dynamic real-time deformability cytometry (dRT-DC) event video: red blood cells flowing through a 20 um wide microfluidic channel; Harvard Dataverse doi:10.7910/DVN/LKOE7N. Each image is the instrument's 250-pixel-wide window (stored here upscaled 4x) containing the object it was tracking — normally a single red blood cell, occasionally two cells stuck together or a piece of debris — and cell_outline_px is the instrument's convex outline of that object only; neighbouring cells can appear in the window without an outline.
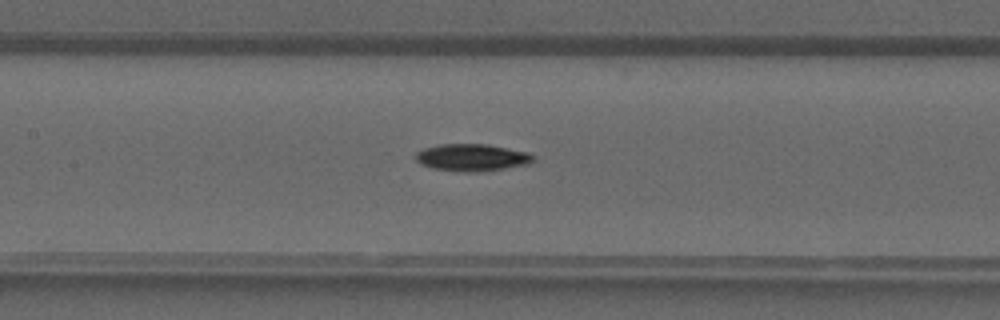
{"species": "common noctule bat (a hibernating species)", "species_latin": "Nyctalus noctula", "temperature_condition": "warm", "stored_images_in_passage": 29, "camera_frame_rate_fps": 3000, "um_per_image_px": 0.085, "animal": {"sex": "male", "forearm_length_mm": 52.5}, "frame": {"image": 1, "passage_image": 8, "time_ms": 2.333, "image_size_px": [1000, 320], "cell_outline_px": [[536, 160], [528, 164], [504, 168], [468, 172], [432, 168], [420, 164], [416, 160], [416, 152], [424, 148], [440, 144], [488, 144], [528, 152], [536, 156]], "centroid_in_image_um": [40.13, 13.37], "position_along_channel_um": 167.3, "area_um2": 18.5}}
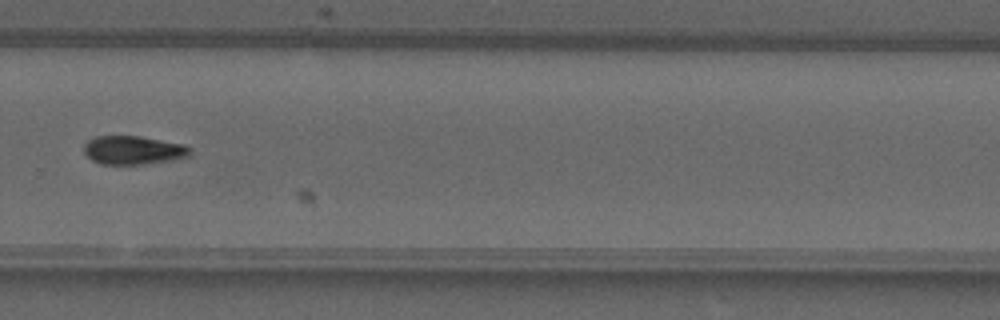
{"frame": {"image": 2, "passage_image": 17, "time_ms": 5.333, "image_size_px": [1000, 320], "cell_outline_px": [[192, 152], [188, 156], [172, 160], [144, 164], [100, 164], [92, 160], [84, 152], [84, 144], [88, 140], [96, 136], [140, 136], [184, 144], [192, 148]], "centroid_in_image_um": [11.34, 12.76], "position_along_channel_um": 318.5, "area_um2": 17.74}}
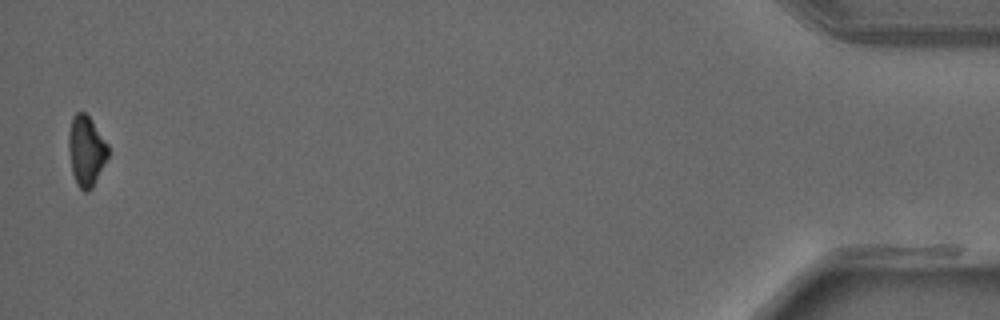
{"frame": {"image": 3, "passage_image": 29, "time_ms": 9.333, "image_size_px": [1000, 320], "cell_outline_px": [[108, 156], [92, 188], [88, 192], [84, 192], [76, 184], [72, 172], [68, 148], [68, 132], [72, 116], [76, 112], [84, 112], [88, 116], [108, 144]], "centroid_in_image_um": [7.3, 12.82], "position_along_channel_um": 427.9, "area_um2": 16.13}}